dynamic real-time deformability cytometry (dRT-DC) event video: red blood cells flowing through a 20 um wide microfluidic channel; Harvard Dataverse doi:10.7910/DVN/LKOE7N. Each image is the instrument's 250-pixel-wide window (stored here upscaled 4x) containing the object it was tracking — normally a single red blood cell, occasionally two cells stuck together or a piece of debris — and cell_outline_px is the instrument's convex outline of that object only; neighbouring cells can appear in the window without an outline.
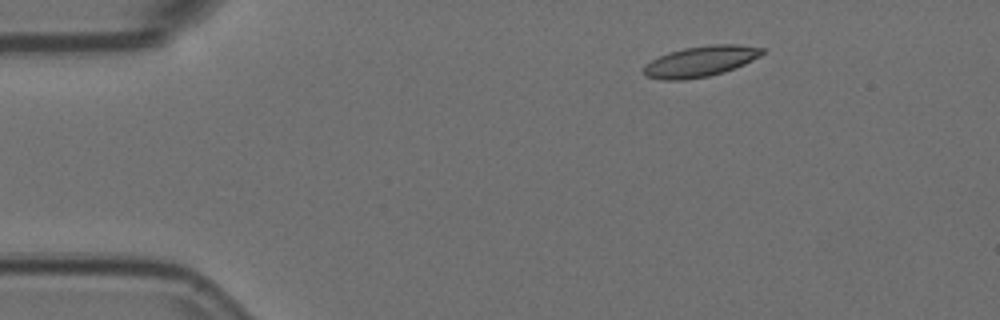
{"species": "Egyptian fruit bat (a non-hibernating species)", "species_latin": "Rousettus aegyptiacus", "temperature_condition": "room temperature", "stored_images_in_passage": 4, "camera_frame_rate_fps": 3000, "um_per_image_px": 0.085, "animal": {"sex": "female"}, "frame": {"image": 1, "passage_image": 1, "time_ms": 0.0, "image_size_px": [1000, 320], "cell_outline_px": [[764, 52], [760, 56], [744, 64], [724, 72], [708, 76], [684, 80], [660, 80], [644, 76], [644, 64], [668, 52], [684, 48], [712, 44], [736, 44], [764, 48]], "centroid_in_image_um": [59.52, 5.22], "position_along_channel_um": 25.5, "area_um2": 21.21}}
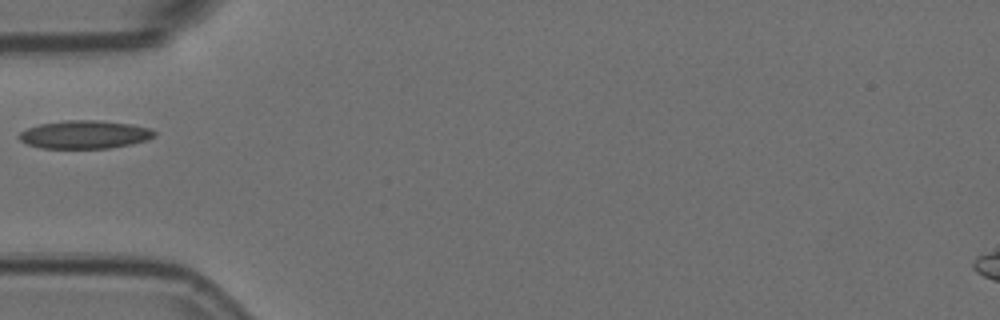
{"frame": {"image": 2, "passage_image": 4, "time_ms": 1.0, "image_size_px": [1000, 320], "cell_outline_px": [[156, 136], [132, 144], [108, 148], [40, 148], [28, 144], [20, 140], [16, 136], [20, 132], [28, 128], [40, 124], [64, 120], [96, 120], [132, 124], [152, 128], [156, 132]], "centroid_in_image_um": [7.2, 11.43], "position_along_channel_um": 77.8, "area_um2": 22.25}}